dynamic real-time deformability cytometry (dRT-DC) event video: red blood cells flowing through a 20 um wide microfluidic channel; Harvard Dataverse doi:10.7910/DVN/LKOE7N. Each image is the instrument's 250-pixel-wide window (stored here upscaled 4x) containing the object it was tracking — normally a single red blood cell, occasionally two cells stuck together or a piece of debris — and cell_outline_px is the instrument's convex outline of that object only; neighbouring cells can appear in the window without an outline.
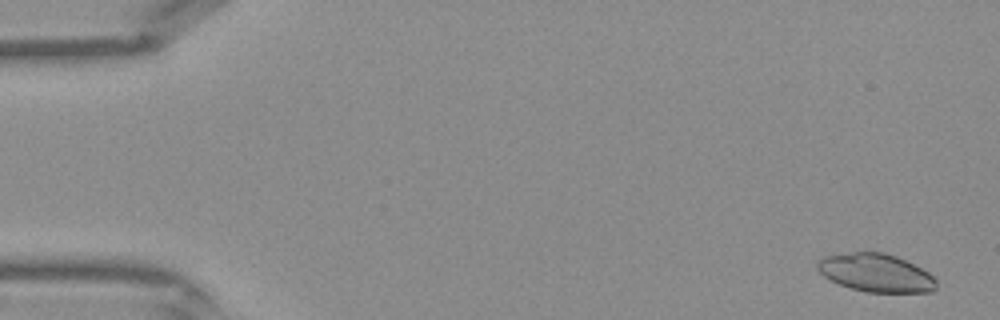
{"species": "Egyptian fruit bat (a non-hibernating species)", "species_latin": "Rousettus aegyptiacus", "temperature_condition": "warm", "stored_images_in_passage": 42, "camera_frame_rate_fps": 3000, "um_per_image_px": 0.085, "frame": {"image": 1, "passage_image": 2, "time_ms": 0.333, "image_size_px": [1000, 320], "cell_outline_px": [[936, 288], [932, 292], [868, 292], [852, 288], [840, 284], [824, 276], [816, 268], [816, 260], [820, 256], [852, 252], [884, 252], [896, 256], [928, 272], [936, 280]], "centroid_in_image_um": [74.41, 23.18], "position_along_channel_um": 10.6, "area_um2": 26.36}}
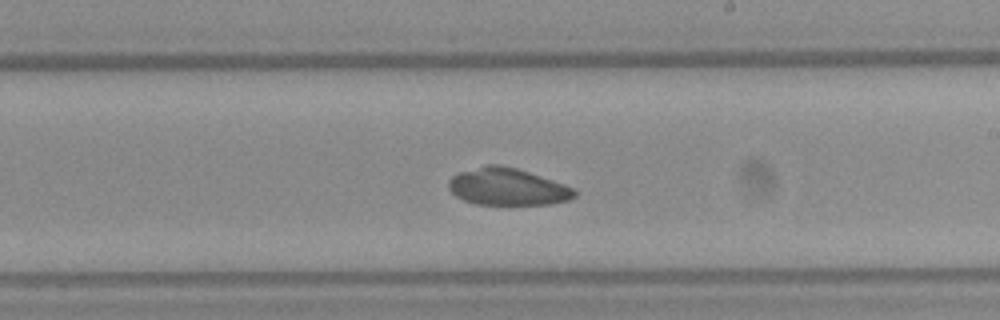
{"frame": {"image": 2, "passage_image": 25, "time_ms": 8.0, "image_size_px": [1000, 320], "cell_outline_px": [[576, 196], [568, 200], [552, 204], [476, 204], [464, 200], [456, 196], [448, 188], [448, 180], [452, 176], [460, 172], [484, 164], [500, 164], [516, 168], [576, 188]], "centroid_in_image_um": [43.13, 15.87], "position_along_channel_um": 245.9, "area_um2": 27.22}}
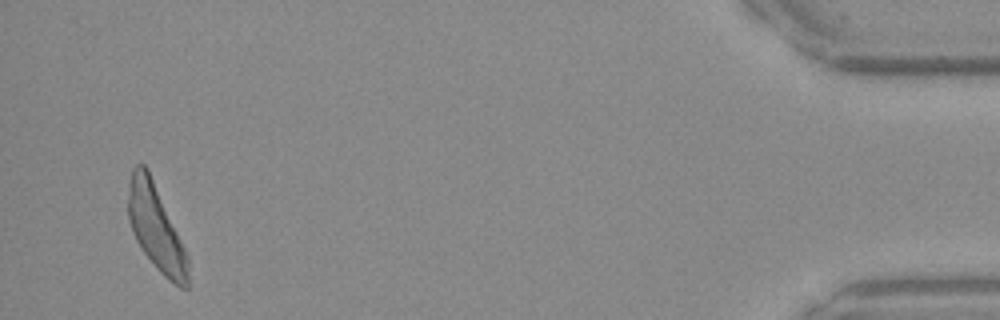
{"frame": {"image": 3, "passage_image": 41, "time_ms": 13.333, "image_size_px": [1000, 320], "cell_outline_px": [[188, 288], [180, 288], [168, 280], [160, 272], [140, 248], [132, 232], [128, 220], [128, 184], [132, 168], [136, 164], [144, 164], [148, 168], [188, 256]], "centroid_in_image_um": [13.23, 19.35], "position_along_channel_um": 422.0, "area_um2": 29.77}}